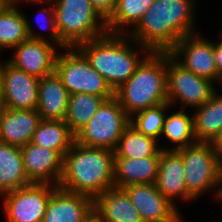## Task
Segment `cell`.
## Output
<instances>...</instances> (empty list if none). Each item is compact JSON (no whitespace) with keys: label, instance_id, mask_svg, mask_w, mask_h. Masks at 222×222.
<instances>
[{"label":"cell","instance_id":"21","mask_svg":"<svg viewBox=\"0 0 222 222\" xmlns=\"http://www.w3.org/2000/svg\"><path fill=\"white\" fill-rule=\"evenodd\" d=\"M160 156L144 158L114 157V187L155 183Z\"/></svg>","mask_w":222,"mask_h":222},{"label":"cell","instance_id":"6","mask_svg":"<svg viewBox=\"0 0 222 222\" xmlns=\"http://www.w3.org/2000/svg\"><path fill=\"white\" fill-rule=\"evenodd\" d=\"M67 50L65 54H58L55 72L69 94L87 93L105 100L113 98L114 91L86 57L76 47Z\"/></svg>","mask_w":222,"mask_h":222},{"label":"cell","instance_id":"40","mask_svg":"<svg viewBox=\"0 0 222 222\" xmlns=\"http://www.w3.org/2000/svg\"><path fill=\"white\" fill-rule=\"evenodd\" d=\"M219 80H220V82L222 83V75L220 76V79H219ZM221 86H222V85H221ZM221 95H222V94H221Z\"/></svg>","mask_w":222,"mask_h":222},{"label":"cell","instance_id":"29","mask_svg":"<svg viewBox=\"0 0 222 222\" xmlns=\"http://www.w3.org/2000/svg\"><path fill=\"white\" fill-rule=\"evenodd\" d=\"M183 111L181 109L165 117L162 135L177 144L168 150H178L197 142L193 131V117Z\"/></svg>","mask_w":222,"mask_h":222},{"label":"cell","instance_id":"16","mask_svg":"<svg viewBox=\"0 0 222 222\" xmlns=\"http://www.w3.org/2000/svg\"><path fill=\"white\" fill-rule=\"evenodd\" d=\"M21 152L25 173L31 183L53 182L58 186L63 172V157L57 151L29 142L21 147Z\"/></svg>","mask_w":222,"mask_h":222},{"label":"cell","instance_id":"25","mask_svg":"<svg viewBox=\"0 0 222 222\" xmlns=\"http://www.w3.org/2000/svg\"><path fill=\"white\" fill-rule=\"evenodd\" d=\"M33 144L57 151L62 157L75 142V135L62 120H41L34 132Z\"/></svg>","mask_w":222,"mask_h":222},{"label":"cell","instance_id":"5","mask_svg":"<svg viewBox=\"0 0 222 222\" xmlns=\"http://www.w3.org/2000/svg\"><path fill=\"white\" fill-rule=\"evenodd\" d=\"M32 2L46 4L55 2L53 4L55 5L56 28L60 40L68 48L77 47L79 44L108 33L106 20L93 7L90 0H36Z\"/></svg>","mask_w":222,"mask_h":222},{"label":"cell","instance_id":"39","mask_svg":"<svg viewBox=\"0 0 222 222\" xmlns=\"http://www.w3.org/2000/svg\"><path fill=\"white\" fill-rule=\"evenodd\" d=\"M88 222H98L94 217L91 219V220H89Z\"/></svg>","mask_w":222,"mask_h":222},{"label":"cell","instance_id":"15","mask_svg":"<svg viewBox=\"0 0 222 222\" xmlns=\"http://www.w3.org/2000/svg\"><path fill=\"white\" fill-rule=\"evenodd\" d=\"M93 217L92 198L57 187L51 194L43 222H88Z\"/></svg>","mask_w":222,"mask_h":222},{"label":"cell","instance_id":"17","mask_svg":"<svg viewBox=\"0 0 222 222\" xmlns=\"http://www.w3.org/2000/svg\"><path fill=\"white\" fill-rule=\"evenodd\" d=\"M184 163L176 150H162L155 185L158 191L171 203L175 197L195 199L186 189ZM178 196V197H177Z\"/></svg>","mask_w":222,"mask_h":222},{"label":"cell","instance_id":"27","mask_svg":"<svg viewBox=\"0 0 222 222\" xmlns=\"http://www.w3.org/2000/svg\"><path fill=\"white\" fill-rule=\"evenodd\" d=\"M104 101L103 97L87 93L70 95L64 119L70 131L76 135L89 122Z\"/></svg>","mask_w":222,"mask_h":222},{"label":"cell","instance_id":"32","mask_svg":"<svg viewBox=\"0 0 222 222\" xmlns=\"http://www.w3.org/2000/svg\"><path fill=\"white\" fill-rule=\"evenodd\" d=\"M117 0H90L93 7L107 20L113 13Z\"/></svg>","mask_w":222,"mask_h":222},{"label":"cell","instance_id":"22","mask_svg":"<svg viewBox=\"0 0 222 222\" xmlns=\"http://www.w3.org/2000/svg\"><path fill=\"white\" fill-rule=\"evenodd\" d=\"M11 4L0 14V49L18 46L27 39L50 40L34 33L33 27L24 14Z\"/></svg>","mask_w":222,"mask_h":222},{"label":"cell","instance_id":"34","mask_svg":"<svg viewBox=\"0 0 222 222\" xmlns=\"http://www.w3.org/2000/svg\"><path fill=\"white\" fill-rule=\"evenodd\" d=\"M211 145L216 153L219 162L222 164V129L221 131L211 140Z\"/></svg>","mask_w":222,"mask_h":222},{"label":"cell","instance_id":"12","mask_svg":"<svg viewBox=\"0 0 222 222\" xmlns=\"http://www.w3.org/2000/svg\"><path fill=\"white\" fill-rule=\"evenodd\" d=\"M38 84V77L16 68L8 61L0 64V87L9 109H37Z\"/></svg>","mask_w":222,"mask_h":222},{"label":"cell","instance_id":"14","mask_svg":"<svg viewBox=\"0 0 222 222\" xmlns=\"http://www.w3.org/2000/svg\"><path fill=\"white\" fill-rule=\"evenodd\" d=\"M45 40L27 39L18 46L13 47L15 54L8 62L16 68L34 75L38 78L45 77L55 72L57 52Z\"/></svg>","mask_w":222,"mask_h":222},{"label":"cell","instance_id":"30","mask_svg":"<svg viewBox=\"0 0 222 222\" xmlns=\"http://www.w3.org/2000/svg\"><path fill=\"white\" fill-rule=\"evenodd\" d=\"M171 106L169 102L157 105L152 108H147L145 110L135 113L136 118H130V124L135 127L140 133L151 137L157 141H160V136H162L165 111Z\"/></svg>","mask_w":222,"mask_h":222},{"label":"cell","instance_id":"4","mask_svg":"<svg viewBox=\"0 0 222 222\" xmlns=\"http://www.w3.org/2000/svg\"><path fill=\"white\" fill-rule=\"evenodd\" d=\"M130 40L132 39L123 33H106L101 37L79 44L76 48L104 77L111 89L116 91L133 75L145 58H141L135 50L133 51L129 45Z\"/></svg>","mask_w":222,"mask_h":222},{"label":"cell","instance_id":"13","mask_svg":"<svg viewBox=\"0 0 222 222\" xmlns=\"http://www.w3.org/2000/svg\"><path fill=\"white\" fill-rule=\"evenodd\" d=\"M138 209L143 222H182L176 205L152 184H130L122 188Z\"/></svg>","mask_w":222,"mask_h":222},{"label":"cell","instance_id":"3","mask_svg":"<svg viewBox=\"0 0 222 222\" xmlns=\"http://www.w3.org/2000/svg\"><path fill=\"white\" fill-rule=\"evenodd\" d=\"M114 97L125 113L133 114L167 103L166 52H150Z\"/></svg>","mask_w":222,"mask_h":222},{"label":"cell","instance_id":"7","mask_svg":"<svg viewBox=\"0 0 222 222\" xmlns=\"http://www.w3.org/2000/svg\"><path fill=\"white\" fill-rule=\"evenodd\" d=\"M130 117L118 100H105L89 122L75 135V142L82 146L114 150Z\"/></svg>","mask_w":222,"mask_h":222},{"label":"cell","instance_id":"24","mask_svg":"<svg viewBox=\"0 0 222 222\" xmlns=\"http://www.w3.org/2000/svg\"><path fill=\"white\" fill-rule=\"evenodd\" d=\"M193 114L197 142H211L222 129V95L217 92Z\"/></svg>","mask_w":222,"mask_h":222},{"label":"cell","instance_id":"33","mask_svg":"<svg viewBox=\"0 0 222 222\" xmlns=\"http://www.w3.org/2000/svg\"><path fill=\"white\" fill-rule=\"evenodd\" d=\"M214 61L219 76L222 75V39L219 43L214 42Z\"/></svg>","mask_w":222,"mask_h":222},{"label":"cell","instance_id":"1","mask_svg":"<svg viewBox=\"0 0 222 222\" xmlns=\"http://www.w3.org/2000/svg\"><path fill=\"white\" fill-rule=\"evenodd\" d=\"M194 0H154L127 35L145 52L169 53L176 43L194 34Z\"/></svg>","mask_w":222,"mask_h":222},{"label":"cell","instance_id":"38","mask_svg":"<svg viewBox=\"0 0 222 222\" xmlns=\"http://www.w3.org/2000/svg\"><path fill=\"white\" fill-rule=\"evenodd\" d=\"M9 2H10V4H16V3H18L19 1H21V0H8ZM24 1V0H23ZM25 1H28V2H30V1H36V0H25Z\"/></svg>","mask_w":222,"mask_h":222},{"label":"cell","instance_id":"11","mask_svg":"<svg viewBox=\"0 0 222 222\" xmlns=\"http://www.w3.org/2000/svg\"><path fill=\"white\" fill-rule=\"evenodd\" d=\"M169 53L195 75L212 82L220 79L214 61V43L201 38L197 32L181 38ZM182 55L184 61L180 60Z\"/></svg>","mask_w":222,"mask_h":222},{"label":"cell","instance_id":"28","mask_svg":"<svg viewBox=\"0 0 222 222\" xmlns=\"http://www.w3.org/2000/svg\"><path fill=\"white\" fill-rule=\"evenodd\" d=\"M154 0H117L111 16L106 20L108 33L122 34L119 27H135ZM121 25V26H120Z\"/></svg>","mask_w":222,"mask_h":222},{"label":"cell","instance_id":"26","mask_svg":"<svg viewBox=\"0 0 222 222\" xmlns=\"http://www.w3.org/2000/svg\"><path fill=\"white\" fill-rule=\"evenodd\" d=\"M157 142V140L140 133L129 124L114 149V155L115 157H129L133 159L161 156V151L167 149L157 147Z\"/></svg>","mask_w":222,"mask_h":222},{"label":"cell","instance_id":"19","mask_svg":"<svg viewBox=\"0 0 222 222\" xmlns=\"http://www.w3.org/2000/svg\"><path fill=\"white\" fill-rule=\"evenodd\" d=\"M35 110L7 109L0 119V142L23 147L32 141L34 132L41 122Z\"/></svg>","mask_w":222,"mask_h":222},{"label":"cell","instance_id":"8","mask_svg":"<svg viewBox=\"0 0 222 222\" xmlns=\"http://www.w3.org/2000/svg\"><path fill=\"white\" fill-rule=\"evenodd\" d=\"M176 151L183 159L186 189L194 198L218 186L221 163L210 142H196Z\"/></svg>","mask_w":222,"mask_h":222},{"label":"cell","instance_id":"2","mask_svg":"<svg viewBox=\"0 0 222 222\" xmlns=\"http://www.w3.org/2000/svg\"><path fill=\"white\" fill-rule=\"evenodd\" d=\"M114 157V150L74 142L63 157V172L58 187L94 200L114 188Z\"/></svg>","mask_w":222,"mask_h":222},{"label":"cell","instance_id":"31","mask_svg":"<svg viewBox=\"0 0 222 222\" xmlns=\"http://www.w3.org/2000/svg\"><path fill=\"white\" fill-rule=\"evenodd\" d=\"M47 10H48V12H47ZM40 12H44V16H46V17H42L43 19H44V21H45V19H48L49 20V29L51 30V32H50V40L51 41H53V43L54 44H57V45H59V46H61L62 48H68L61 40H60V36H59V34H58V31H57V28H56V22H55V11H54V7L51 5L50 7H49V9L48 8H46V9H44L43 11L41 10ZM38 16V15H37ZM40 17V16H39ZM38 17V18H39ZM42 18H39V20L37 21L38 23H39V25H40V22L39 21H41L42 20ZM43 21V22H44ZM41 26V25H40ZM42 27H44V25L42 24V26H41V28ZM48 26L46 25L45 26V28L44 29H46ZM48 29V28H47Z\"/></svg>","mask_w":222,"mask_h":222},{"label":"cell","instance_id":"9","mask_svg":"<svg viewBox=\"0 0 222 222\" xmlns=\"http://www.w3.org/2000/svg\"><path fill=\"white\" fill-rule=\"evenodd\" d=\"M166 82L168 102L181 101L183 110L185 106L199 108L216 93L212 81L185 69L167 52Z\"/></svg>","mask_w":222,"mask_h":222},{"label":"cell","instance_id":"35","mask_svg":"<svg viewBox=\"0 0 222 222\" xmlns=\"http://www.w3.org/2000/svg\"><path fill=\"white\" fill-rule=\"evenodd\" d=\"M7 109H8V107H7L6 99L3 95L1 87H0V119L4 116Z\"/></svg>","mask_w":222,"mask_h":222},{"label":"cell","instance_id":"37","mask_svg":"<svg viewBox=\"0 0 222 222\" xmlns=\"http://www.w3.org/2000/svg\"><path fill=\"white\" fill-rule=\"evenodd\" d=\"M11 4L8 0H0V14Z\"/></svg>","mask_w":222,"mask_h":222},{"label":"cell","instance_id":"20","mask_svg":"<svg viewBox=\"0 0 222 222\" xmlns=\"http://www.w3.org/2000/svg\"><path fill=\"white\" fill-rule=\"evenodd\" d=\"M69 96V92L56 72L39 78L37 112L41 119L64 121Z\"/></svg>","mask_w":222,"mask_h":222},{"label":"cell","instance_id":"23","mask_svg":"<svg viewBox=\"0 0 222 222\" xmlns=\"http://www.w3.org/2000/svg\"><path fill=\"white\" fill-rule=\"evenodd\" d=\"M31 184L23 162L21 148L0 142V194Z\"/></svg>","mask_w":222,"mask_h":222},{"label":"cell","instance_id":"18","mask_svg":"<svg viewBox=\"0 0 222 222\" xmlns=\"http://www.w3.org/2000/svg\"><path fill=\"white\" fill-rule=\"evenodd\" d=\"M94 218L98 222H143L138 209L119 188H111L93 200Z\"/></svg>","mask_w":222,"mask_h":222},{"label":"cell","instance_id":"36","mask_svg":"<svg viewBox=\"0 0 222 222\" xmlns=\"http://www.w3.org/2000/svg\"><path fill=\"white\" fill-rule=\"evenodd\" d=\"M220 184H222V164H221V166H220V181H219V185ZM218 188L219 189H216L217 190V196L219 197V198H222V185H221V187L220 186H218Z\"/></svg>","mask_w":222,"mask_h":222},{"label":"cell","instance_id":"10","mask_svg":"<svg viewBox=\"0 0 222 222\" xmlns=\"http://www.w3.org/2000/svg\"><path fill=\"white\" fill-rule=\"evenodd\" d=\"M57 187L49 183H31L4 193L7 222H43L47 204Z\"/></svg>","mask_w":222,"mask_h":222}]
</instances>
